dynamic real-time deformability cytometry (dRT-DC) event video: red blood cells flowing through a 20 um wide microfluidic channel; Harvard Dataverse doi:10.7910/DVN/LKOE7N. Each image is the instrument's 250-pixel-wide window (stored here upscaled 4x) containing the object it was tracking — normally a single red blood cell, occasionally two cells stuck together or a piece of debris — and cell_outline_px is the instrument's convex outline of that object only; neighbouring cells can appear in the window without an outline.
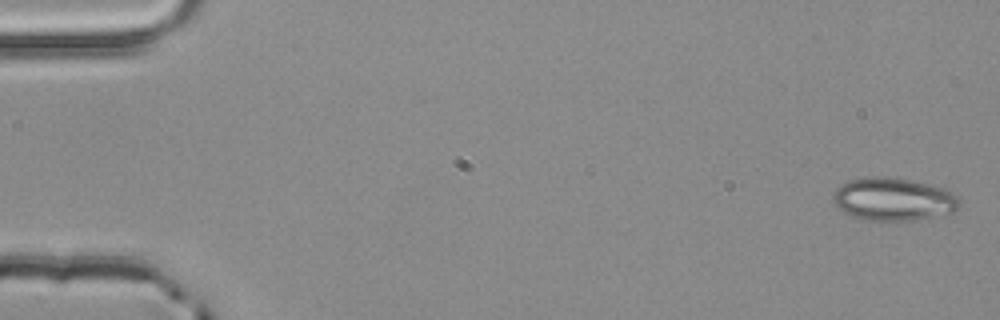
{"species": "common noctule bat (a hibernating species)", "species_latin": "Nyctalus noctula", "temperature_condition": "room temperature", "stored_images_in_passage": 2, "segment_of_instrument_passage": [2, 2], "camera_frame_rate_fps": 3000, "um_per_image_px": 0.085, "animal": {"sex": "male", "body_mass_g": 20.4}, "frame": {"image": 1, "passage_image": 2, "time_ms": 0.333, "image_size_px": [1000, 320], "cell_outline_px": [[960, 204], [952, 212], [916, 220], [872, 220], [856, 216], [844, 212], [836, 204], [832, 196], [836, 188], [848, 180], [872, 176], [884, 176], [912, 180], [944, 188], [956, 192], [960, 200]], "centroid_in_image_um": [75.98, 16.91], "position_along_channel_um": 9.0, "area_um2": 31.39}}